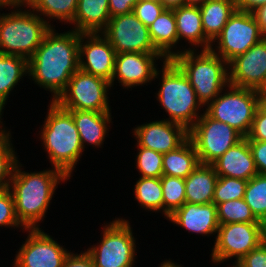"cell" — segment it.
<instances>
[{
	"label": "cell",
	"mask_w": 266,
	"mask_h": 267,
	"mask_svg": "<svg viewBox=\"0 0 266 267\" xmlns=\"http://www.w3.org/2000/svg\"><path fill=\"white\" fill-rule=\"evenodd\" d=\"M7 129L0 133V190L9 189L15 166L20 160L12 144L11 129Z\"/></svg>",
	"instance_id": "cell-32"
},
{
	"label": "cell",
	"mask_w": 266,
	"mask_h": 267,
	"mask_svg": "<svg viewBox=\"0 0 266 267\" xmlns=\"http://www.w3.org/2000/svg\"><path fill=\"white\" fill-rule=\"evenodd\" d=\"M218 176L250 180L258 174L248 139L244 137L212 164Z\"/></svg>",
	"instance_id": "cell-21"
},
{
	"label": "cell",
	"mask_w": 266,
	"mask_h": 267,
	"mask_svg": "<svg viewBox=\"0 0 266 267\" xmlns=\"http://www.w3.org/2000/svg\"><path fill=\"white\" fill-rule=\"evenodd\" d=\"M259 108L266 113V89L259 91Z\"/></svg>",
	"instance_id": "cell-47"
},
{
	"label": "cell",
	"mask_w": 266,
	"mask_h": 267,
	"mask_svg": "<svg viewBox=\"0 0 266 267\" xmlns=\"http://www.w3.org/2000/svg\"><path fill=\"white\" fill-rule=\"evenodd\" d=\"M264 242L266 243V223H265V226H264Z\"/></svg>",
	"instance_id": "cell-53"
},
{
	"label": "cell",
	"mask_w": 266,
	"mask_h": 267,
	"mask_svg": "<svg viewBox=\"0 0 266 267\" xmlns=\"http://www.w3.org/2000/svg\"><path fill=\"white\" fill-rule=\"evenodd\" d=\"M201 164H212L244 137L230 125L211 118L205 111L188 131Z\"/></svg>",
	"instance_id": "cell-12"
},
{
	"label": "cell",
	"mask_w": 266,
	"mask_h": 267,
	"mask_svg": "<svg viewBox=\"0 0 266 267\" xmlns=\"http://www.w3.org/2000/svg\"><path fill=\"white\" fill-rule=\"evenodd\" d=\"M264 226V223L220 224L210 254L212 264L219 265L234 258L231 264L234 266L264 241Z\"/></svg>",
	"instance_id": "cell-10"
},
{
	"label": "cell",
	"mask_w": 266,
	"mask_h": 267,
	"mask_svg": "<svg viewBox=\"0 0 266 267\" xmlns=\"http://www.w3.org/2000/svg\"><path fill=\"white\" fill-rule=\"evenodd\" d=\"M0 11V53L29 60L52 28L26 4H13Z\"/></svg>",
	"instance_id": "cell-5"
},
{
	"label": "cell",
	"mask_w": 266,
	"mask_h": 267,
	"mask_svg": "<svg viewBox=\"0 0 266 267\" xmlns=\"http://www.w3.org/2000/svg\"><path fill=\"white\" fill-rule=\"evenodd\" d=\"M148 29L154 47L167 60L178 54V33L173 9L166 8Z\"/></svg>",
	"instance_id": "cell-25"
},
{
	"label": "cell",
	"mask_w": 266,
	"mask_h": 267,
	"mask_svg": "<svg viewBox=\"0 0 266 267\" xmlns=\"http://www.w3.org/2000/svg\"><path fill=\"white\" fill-rule=\"evenodd\" d=\"M199 163L195 147L188 138L175 150L163 154V175L185 179Z\"/></svg>",
	"instance_id": "cell-28"
},
{
	"label": "cell",
	"mask_w": 266,
	"mask_h": 267,
	"mask_svg": "<svg viewBox=\"0 0 266 267\" xmlns=\"http://www.w3.org/2000/svg\"><path fill=\"white\" fill-rule=\"evenodd\" d=\"M260 26V30L264 37H266V4L258 7L252 12Z\"/></svg>",
	"instance_id": "cell-45"
},
{
	"label": "cell",
	"mask_w": 266,
	"mask_h": 267,
	"mask_svg": "<svg viewBox=\"0 0 266 267\" xmlns=\"http://www.w3.org/2000/svg\"><path fill=\"white\" fill-rule=\"evenodd\" d=\"M137 144L165 154L175 150L188 139V130L164 118L148 121L132 128Z\"/></svg>",
	"instance_id": "cell-18"
},
{
	"label": "cell",
	"mask_w": 266,
	"mask_h": 267,
	"mask_svg": "<svg viewBox=\"0 0 266 267\" xmlns=\"http://www.w3.org/2000/svg\"><path fill=\"white\" fill-rule=\"evenodd\" d=\"M132 190L140 208L163 214L161 178L139 177Z\"/></svg>",
	"instance_id": "cell-30"
},
{
	"label": "cell",
	"mask_w": 266,
	"mask_h": 267,
	"mask_svg": "<svg viewBox=\"0 0 266 267\" xmlns=\"http://www.w3.org/2000/svg\"><path fill=\"white\" fill-rule=\"evenodd\" d=\"M185 74L203 107L229 85L228 63L209 50H185L171 59Z\"/></svg>",
	"instance_id": "cell-6"
},
{
	"label": "cell",
	"mask_w": 266,
	"mask_h": 267,
	"mask_svg": "<svg viewBox=\"0 0 266 267\" xmlns=\"http://www.w3.org/2000/svg\"><path fill=\"white\" fill-rule=\"evenodd\" d=\"M26 76L28 77V60L25 57L0 53V107L3 110L9 95Z\"/></svg>",
	"instance_id": "cell-27"
},
{
	"label": "cell",
	"mask_w": 266,
	"mask_h": 267,
	"mask_svg": "<svg viewBox=\"0 0 266 267\" xmlns=\"http://www.w3.org/2000/svg\"><path fill=\"white\" fill-rule=\"evenodd\" d=\"M12 4H26L28 0H9Z\"/></svg>",
	"instance_id": "cell-52"
},
{
	"label": "cell",
	"mask_w": 266,
	"mask_h": 267,
	"mask_svg": "<svg viewBox=\"0 0 266 267\" xmlns=\"http://www.w3.org/2000/svg\"><path fill=\"white\" fill-rule=\"evenodd\" d=\"M160 3L167 9L185 6L186 0H161Z\"/></svg>",
	"instance_id": "cell-46"
},
{
	"label": "cell",
	"mask_w": 266,
	"mask_h": 267,
	"mask_svg": "<svg viewBox=\"0 0 266 267\" xmlns=\"http://www.w3.org/2000/svg\"><path fill=\"white\" fill-rule=\"evenodd\" d=\"M109 0H78L76 14L69 24L80 33L102 32L108 25Z\"/></svg>",
	"instance_id": "cell-23"
},
{
	"label": "cell",
	"mask_w": 266,
	"mask_h": 267,
	"mask_svg": "<svg viewBox=\"0 0 266 267\" xmlns=\"http://www.w3.org/2000/svg\"><path fill=\"white\" fill-rule=\"evenodd\" d=\"M3 115H4V110L0 107V133L7 127H5L4 123H3Z\"/></svg>",
	"instance_id": "cell-51"
},
{
	"label": "cell",
	"mask_w": 266,
	"mask_h": 267,
	"mask_svg": "<svg viewBox=\"0 0 266 267\" xmlns=\"http://www.w3.org/2000/svg\"><path fill=\"white\" fill-rule=\"evenodd\" d=\"M22 167L18 161L9 190L14 198L15 214L20 224L25 229H37L46 218L58 184L67 182L69 178L54 167L34 172H26Z\"/></svg>",
	"instance_id": "cell-2"
},
{
	"label": "cell",
	"mask_w": 266,
	"mask_h": 267,
	"mask_svg": "<svg viewBox=\"0 0 266 267\" xmlns=\"http://www.w3.org/2000/svg\"><path fill=\"white\" fill-rule=\"evenodd\" d=\"M62 267H95L92 258L85 251H82L78 254L74 252H69L66 256Z\"/></svg>",
	"instance_id": "cell-42"
},
{
	"label": "cell",
	"mask_w": 266,
	"mask_h": 267,
	"mask_svg": "<svg viewBox=\"0 0 266 267\" xmlns=\"http://www.w3.org/2000/svg\"><path fill=\"white\" fill-rule=\"evenodd\" d=\"M139 0H109V14L111 17L129 14Z\"/></svg>",
	"instance_id": "cell-43"
},
{
	"label": "cell",
	"mask_w": 266,
	"mask_h": 267,
	"mask_svg": "<svg viewBox=\"0 0 266 267\" xmlns=\"http://www.w3.org/2000/svg\"><path fill=\"white\" fill-rule=\"evenodd\" d=\"M246 138L248 140L266 141V113L259 107L255 112L252 126Z\"/></svg>",
	"instance_id": "cell-40"
},
{
	"label": "cell",
	"mask_w": 266,
	"mask_h": 267,
	"mask_svg": "<svg viewBox=\"0 0 266 267\" xmlns=\"http://www.w3.org/2000/svg\"><path fill=\"white\" fill-rule=\"evenodd\" d=\"M258 174H266V141L248 140Z\"/></svg>",
	"instance_id": "cell-41"
},
{
	"label": "cell",
	"mask_w": 266,
	"mask_h": 267,
	"mask_svg": "<svg viewBox=\"0 0 266 267\" xmlns=\"http://www.w3.org/2000/svg\"><path fill=\"white\" fill-rule=\"evenodd\" d=\"M26 5L54 27L51 21L57 20L56 23L60 21L62 24L64 22V25L73 21L78 0H28Z\"/></svg>",
	"instance_id": "cell-29"
},
{
	"label": "cell",
	"mask_w": 266,
	"mask_h": 267,
	"mask_svg": "<svg viewBox=\"0 0 266 267\" xmlns=\"http://www.w3.org/2000/svg\"><path fill=\"white\" fill-rule=\"evenodd\" d=\"M231 267H266V243L263 241Z\"/></svg>",
	"instance_id": "cell-39"
},
{
	"label": "cell",
	"mask_w": 266,
	"mask_h": 267,
	"mask_svg": "<svg viewBox=\"0 0 266 267\" xmlns=\"http://www.w3.org/2000/svg\"><path fill=\"white\" fill-rule=\"evenodd\" d=\"M42 230L25 229L27 238L16 251L12 267H62L70 251Z\"/></svg>",
	"instance_id": "cell-13"
},
{
	"label": "cell",
	"mask_w": 266,
	"mask_h": 267,
	"mask_svg": "<svg viewBox=\"0 0 266 267\" xmlns=\"http://www.w3.org/2000/svg\"><path fill=\"white\" fill-rule=\"evenodd\" d=\"M161 63L162 68H158L154 75V80L161 81H159L160 88L155 93L158 106H161L169 116L165 118L166 120L180 124L189 131L205 108L199 102L194 88L181 69L171 59Z\"/></svg>",
	"instance_id": "cell-4"
},
{
	"label": "cell",
	"mask_w": 266,
	"mask_h": 267,
	"mask_svg": "<svg viewBox=\"0 0 266 267\" xmlns=\"http://www.w3.org/2000/svg\"><path fill=\"white\" fill-rule=\"evenodd\" d=\"M99 242L86 249L95 267H134L137 258L133 228L125 218L103 224ZM97 244V245H96Z\"/></svg>",
	"instance_id": "cell-7"
},
{
	"label": "cell",
	"mask_w": 266,
	"mask_h": 267,
	"mask_svg": "<svg viewBox=\"0 0 266 267\" xmlns=\"http://www.w3.org/2000/svg\"><path fill=\"white\" fill-rule=\"evenodd\" d=\"M156 60L164 62L167 59L161 53L128 52L116 54L114 73L110 81L111 87H114L116 80L118 81L116 83L120 84L119 86L128 90L151 84L159 68L157 67L159 62Z\"/></svg>",
	"instance_id": "cell-15"
},
{
	"label": "cell",
	"mask_w": 266,
	"mask_h": 267,
	"mask_svg": "<svg viewBox=\"0 0 266 267\" xmlns=\"http://www.w3.org/2000/svg\"><path fill=\"white\" fill-rule=\"evenodd\" d=\"M111 88L106 79L78 69L55 102L68 111L112 112L109 103Z\"/></svg>",
	"instance_id": "cell-9"
},
{
	"label": "cell",
	"mask_w": 266,
	"mask_h": 267,
	"mask_svg": "<svg viewBox=\"0 0 266 267\" xmlns=\"http://www.w3.org/2000/svg\"><path fill=\"white\" fill-rule=\"evenodd\" d=\"M80 32H57L52 27L28 60V79L51 93L55 101L79 69Z\"/></svg>",
	"instance_id": "cell-1"
},
{
	"label": "cell",
	"mask_w": 266,
	"mask_h": 267,
	"mask_svg": "<svg viewBox=\"0 0 266 267\" xmlns=\"http://www.w3.org/2000/svg\"><path fill=\"white\" fill-rule=\"evenodd\" d=\"M263 38L254 14L236 9L211 43L210 50L229 63Z\"/></svg>",
	"instance_id": "cell-11"
},
{
	"label": "cell",
	"mask_w": 266,
	"mask_h": 267,
	"mask_svg": "<svg viewBox=\"0 0 266 267\" xmlns=\"http://www.w3.org/2000/svg\"><path fill=\"white\" fill-rule=\"evenodd\" d=\"M259 107V91L228 85L205 108L213 119L226 123L246 137Z\"/></svg>",
	"instance_id": "cell-8"
},
{
	"label": "cell",
	"mask_w": 266,
	"mask_h": 267,
	"mask_svg": "<svg viewBox=\"0 0 266 267\" xmlns=\"http://www.w3.org/2000/svg\"><path fill=\"white\" fill-rule=\"evenodd\" d=\"M244 200L254 216L266 223V174H257L247 181Z\"/></svg>",
	"instance_id": "cell-33"
},
{
	"label": "cell",
	"mask_w": 266,
	"mask_h": 267,
	"mask_svg": "<svg viewBox=\"0 0 266 267\" xmlns=\"http://www.w3.org/2000/svg\"><path fill=\"white\" fill-rule=\"evenodd\" d=\"M159 267H184L182 264L176 263L172 261L171 259H164L163 262H161V265Z\"/></svg>",
	"instance_id": "cell-48"
},
{
	"label": "cell",
	"mask_w": 266,
	"mask_h": 267,
	"mask_svg": "<svg viewBox=\"0 0 266 267\" xmlns=\"http://www.w3.org/2000/svg\"><path fill=\"white\" fill-rule=\"evenodd\" d=\"M218 174L210 164H201L184 179L186 202L208 204L213 202Z\"/></svg>",
	"instance_id": "cell-24"
},
{
	"label": "cell",
	"mask_w": 266,
	"mask_h": 267,
	"mask_svg": "<svg viewBox=\"0 0 266 267\" xmlns=\"http://www.w3.org/2000/svg\"><path fill=\"white\" fill-rule=\"evenodd\" d=\"M229 84L235 87L266 89V37L228 63Z\"/></svg>",
	"instance_id": "cell-16"
},
{
	"label": "cell",
	"mask_w": 266,
	"mask_h": 267,
	"mask_svg": "<svg viewBox=\"0 0 266 267\" xmlns=\"http://www.w3.org/2000/svg\"><path fill=\"white\" fill-rule=\"evenodd\" d=\"M101 33L108 39L116 54L160 53L151 41L148 27L133 12L111 17Z\"/></svg>",
	"instance_id": "cell-14"
},
{
	"label": "cell",
	"mask_w": 266,
	"mask_h": 267,
	"mask_svg": "<svg viewBox=\"0 0 266 267\" xmlns=\"http://www.w3.org/2000/svg\"><path fill=\"white\" fill-rule=\"evenodd\" d=\"M207 0H186V5L200 6L205 3Z\"/></svg>",
	"instance_id": "cell-49"
},
{
	"label": "cell",
	"mask_w": 266,
	"mask_h": 267,
	"mask_svg": "<svg viewBox=\"0 0 266 267\" xmlns=\"http://www.w3.org/2000/svg\"><path fill=\"white\" fill-rule=\"evenodd\" d=\"M173 11L178 33V54L185 50H199V48L209 50L211 42L204 35L199 6L185 5L174 8ZM182 40L187 42L186 45H179Z\"/></svg>",
	"instance_id": "cell-20"
},
{
	"label": "cell",
	"mask_w": 266,
	"mask_h": 267,
	"mask_svg": "<svg viewBox=\"0 0 266 267\" xmlns=\"http://www.w3.org/2000/svg\"><path fill=\"white\" fill-rule=\"evenodd\" d=\"M170 223L175 226L185 229L191 234H199L203 237L216 238L219 228L216 205L208 204H192L185 203L183 206L174 211L168 218Z\"/></svg>",
	"instance_id": "cell-19"
},
{
	"label": "cell",
	"mask_w": 266,
	"mask_h": 267,
	"mask_svg": "<svg viewBox=\"0 0 266 267\" xmlns=\"http://www.w3.org/2000/svg\"><path fill=\"white\" fill-rule=\"evenodd\" d=\"M80 135L83 149L92 145L103 148L104 141L112 124V112H96L88 110H69ZM111 123V124H110ZM89 144V145H88Z\"/></svg>",
	"instance_id": "cell-22"
},
{
	"label": "cell",
	"mask_w": 266,
	"mask_h": 267,
	"mask_svg": "<svg viewBox=\"0 0 266 267\" xmlns=\"http://www.w3.org/2000/svg\"><path fill=\"white\" fill-rule=\"evenodd\" d=\"M116 52L101 33H81L79 41V69L111 81Z\"/></svg>",
	"instance_id": "cell-17"
},
{
	"label": "cell",
	"mask_w": 266,
	"mask_h": 267,
	"mask_svg": "<svg viewBox=\"0 0 266 267\" xmlns=\"http://www.w3.org/2000/svg\"><path fill=\"white\" fill-rule=\"evenodd\" d=\"M163 195V215L167 219L174 211L186 203L184 178L163 175L161 177Z\"/></svg>",
	"instance_id": "cell-31"
},
{
	"label": "cell",
	"mask_w": 266,
	"mask_h": 267,
	"mask_svg": "<svg viewBox=\"0 0 266 267\" xmlns=\"http://www.w3.org/2000/svg\"><path fill=\"white\" fill-rule=\"evenodd\" d=\"M246 186L247 180L218 176L213 203L217 205L229 200L244 199Z\"/></svg>",
	"instance_id": "cell-36"
},
{
	"label": "cell",
	"mask_w": 266,
	"mask_h": 267,
	"mask_svg": "<svg viewBox=\"0 0 266 267\" xmlns=\"http://www.w3.org/2000/svg\"><path fill=\"white\" fill-rule=\"evenodd\" d=\"M0 227L22 229L25 228L18 221L15 214L14 198L9 189L0 190Z\"/></svg>",
	"instance_id": "cell-37"
},
{
	"label": "cell",
	"mask_w": 266,
	"mask_h": 267,
	"mask_svg": "<svg viewBox=\"0 0 266 267\" xmlns=\"http://www.w3.org/2000/svg\"><path fill=\"white\" fill-rule=\"evenodd\" d=\"M165 9L159 1L139 0L134 6L133 13L140 22L149 28Z\"/></svg>",
	"instance_id": "cell-38"
},
{
	"label": "cell",
	"mask_w": 266,
	"mask_h": 267,
	"mask_svg": "<svg viewBox=\"0 0 266 267\" xmlns=\"http://www.w3.org/2000/svg\"><path fill=\"white\" fill-rule=\"evenodd\" d=\"M137 155H135V166L140 177L161 178L163 176V154L141 147L135 143Z\"/></svg>",
	"instance_id": "cell-35"
},
{
	"label": "cell",
	"mask_w": 266,
	"mask_h": 267,
	"mask_svg": "<svg viewBox=\"0 0 266 267\" xmlns=\"http://www.w3.org/2000/svg\"><path fill=\"white\" fill-rule=\"evenodd\" d=\"M47 115L38 131L44 152L51 167L63 172L69 179L84 154L80 135L72 113L55 101L49 102Z\"/></svg>",
	"instance_id": "cell-3"
},
{
	"label": "cell",
	"mask_w": 266,
	"mask_h": 267,
	"mask_svg": "<svg viewBox=\"0 0 266 267\" xmlns=\"http://www.w3.org/2000/svg\"><path fill=\"white\" fill-rule=\"evenodd\" d=\"M235 2L238 10L246 12H254L258 7L266 4V0H235Z\"/></svg>",
	"instance_id": "cell-44"
},
{
	"label": "cell",
	"mask_w": 266,
	"mask_h": 267,
	"mask_svg": "<svg viewBox=\"0 0 266 267\" xmlns=\"http://www.w3.org/2000/svg\"><path fill=\"white\" fill-rule=\"evenodd\" d=\"M199 8L204 35L211 43L237 9L235 0H207Z\"/></svg>",
	"instance_id": "cell-26"
},
{
	"label": "cell",
	"mask_w": 266,
	"mask_h": 267,
	"mask_svg": "<svg viewBox=\"0 0 266 267\" xmlns=\"http://www.w3.org/2000/svg\"><path fill=\"white\" fill-rule=\"evenodd\" d=\"M219 224L263 223L252 213L244 199L229 200L216 205Z\"/></svg>",
	"instance_id": "cell-34"
},
{
	"label": "cell",
	"mask_w": 266,
	"mask_h": 267,
	"mask_svg": "<svg viewBox=\"0 0 266 267\" xmlns=\"http://www.w3.org/2000/svg\"><path fill=\"white\" fill-rule=\"evenodd\" d=\"M13 4L9 0H0V10L3 11V9H6Z\"/></svg>",
	"instance_id": "cell-50"
}]
</instances>
